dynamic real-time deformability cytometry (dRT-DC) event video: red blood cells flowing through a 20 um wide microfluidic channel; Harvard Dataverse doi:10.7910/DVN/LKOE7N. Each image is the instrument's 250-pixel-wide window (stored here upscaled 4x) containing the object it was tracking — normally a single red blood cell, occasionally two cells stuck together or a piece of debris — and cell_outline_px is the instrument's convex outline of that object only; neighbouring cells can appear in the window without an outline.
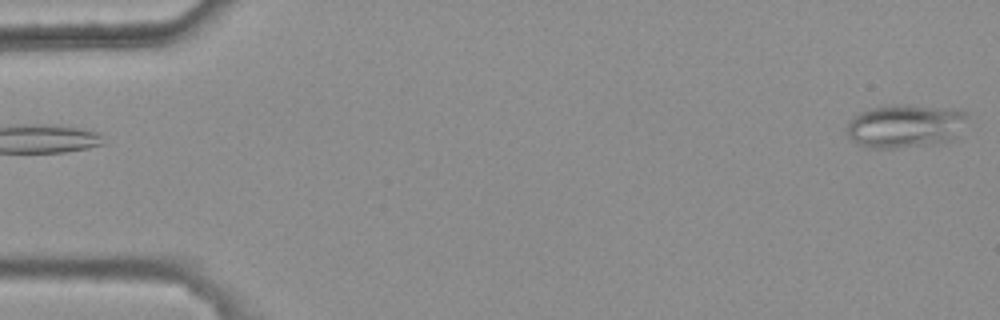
{"species": "common noctule bat (a hibernating species)", "species_latin": "Nyctalus noctula", "temperature_condition": "warm", "stored_images_in_passage": 5, "segment_of_instrument_passage": [2, 2], "camera_frame_rate_fps": 3000, "um_per_image_px": 0.085, "animal": {"sex": "female", "body_mass_g": 25.1}, "frame": {"image": 1, "passage_image": 5, "time_ms": 1.333, "image_size_px": [1000, 320], "cell_outline_px": [[968, 112], [956, 140], [896, 148], [868, 148], [856, 144], [848, 136], [848, 124], [852, 116], [868, 108], [880, 104], [908, 104], [960, 108]], "centroid_in_image_um": [76.94, 10.67], "position_along_channel_um": 8.1, "area_um2": 31.21}}